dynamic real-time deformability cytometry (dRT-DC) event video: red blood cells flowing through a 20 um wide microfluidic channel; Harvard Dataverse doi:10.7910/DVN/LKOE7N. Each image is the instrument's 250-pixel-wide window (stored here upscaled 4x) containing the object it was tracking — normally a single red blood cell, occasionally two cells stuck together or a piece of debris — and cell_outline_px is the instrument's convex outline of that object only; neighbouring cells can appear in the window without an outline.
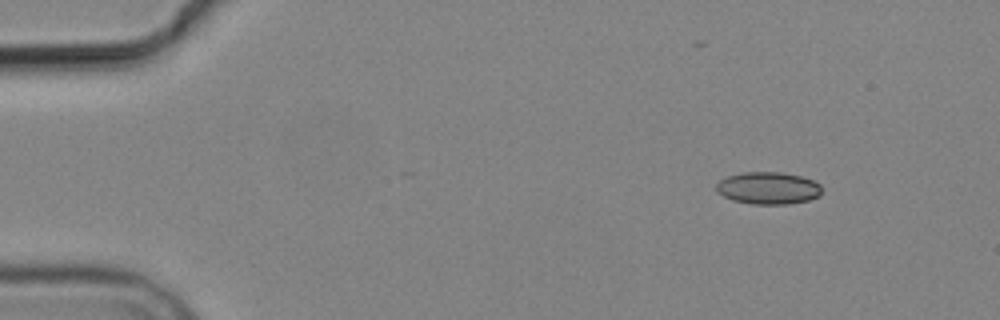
{"species": "common noctule bat (a hibernating species)", "species_latin": "Nyctalus noctula", "temperature_condition": "cold", "stored_images_in_passage": 3, "camera_frame_rate_fps": 3000, "um_per_image_px": 0.085, "animal": {"sex": "male", "body_mass_g": 19.2, "forearm_length_mm": 51.8}, "frame": {"image": 1, "passage_image": 3, "time_ms": 2.333, "image_size_px": [1000, 320], "cell_outline_px": [[820, 196], [808, 200], [788, 204], [752, 204], [732, 200], [716, 192], [716, 184], [720, 180], [728, 176], [744, 172], [780, 172], [800, 176], [812, 180], [820, 184]], "centroid_in_image_um": [65.28, 15.99], "position_along_channel_um": 19.7, "area_um2": 19.77}}